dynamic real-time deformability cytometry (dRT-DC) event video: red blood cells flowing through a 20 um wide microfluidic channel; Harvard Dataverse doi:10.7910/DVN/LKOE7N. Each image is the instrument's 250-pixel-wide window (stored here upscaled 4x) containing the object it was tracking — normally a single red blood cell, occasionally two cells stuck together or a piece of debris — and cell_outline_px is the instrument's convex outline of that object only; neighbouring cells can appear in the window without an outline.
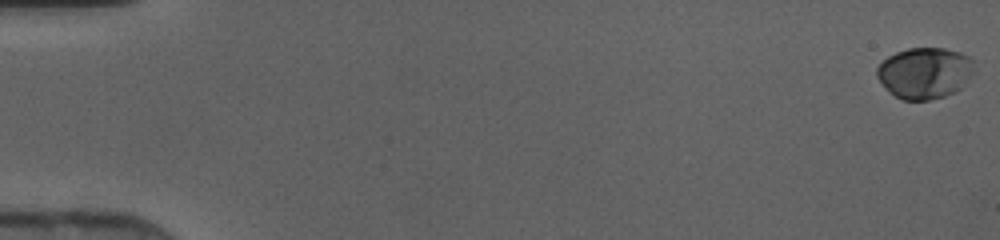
{"species": "human", "species_latin": "Homo sapiens", "temperature_condition": "cold", "stored_images_in_passage": 47, "camera_frame_rate_fps": 3000, "um_per_image_px": 0.085, "donor": {"sex": "female"}, "frame": {"image": 1, "passage_image": 1, "time_ms": 0.0, "image_size_px": [1000, 240], "cell_outline_px": [[976, 72], [956, 92], [944, 96], [928, 100], [904, 100], [896, 96], [876, 76], [876, 68], [888, 56], [896, 52], [908, 48], [944, 48], [960, 52], [968, 56], [972, 60]], "centroid_in_image_um": [78.64, 6.19], "position_along_channel_um": 6.4, "area_um2": 28.96}}
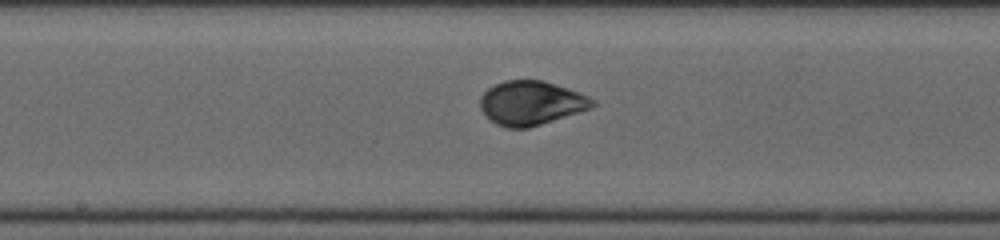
{"frame": {"image": 2, "passage_image": 26, "time_ms": 8.333, "image_size_px": [1000, 240], "cell_outline_px": [[596, 104], [592, 108], [580, 112], [528, 128], [508, 128], [496, 124], [480, 108], [480, 96], [488, 88], [504, 80], [544, 80], [568, 88], [588, 96], [596, 100]], "centroid_in_image_um": [45.17, 8.75], "position_along_channel_um": 203.0, "area_um2": 28.84}}
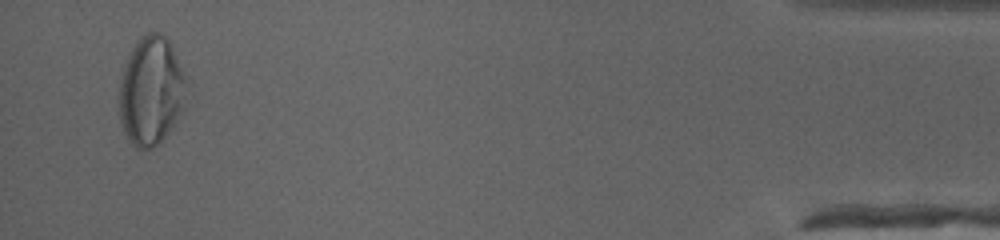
{"frame": {"image": 3, "passage_image": 46, "time_ms": 15.0, "image_size_px": [1000, 240], "cell_outline_px": [[184, 80], [180, 112], [176, 120], [168, 132], [156, 144], [144, 152], [136, 148], [128, 140], [124, 132], [120, 120], [120, 80], [128, 56], [132, 48], [140, 36], [148, 32], [160, 32], [172, 44], [184, 76]], "centroid_in_image_um": [12.79, 7.72], "position_along_channel_um": 422.4, "area_um2": 41.67}}